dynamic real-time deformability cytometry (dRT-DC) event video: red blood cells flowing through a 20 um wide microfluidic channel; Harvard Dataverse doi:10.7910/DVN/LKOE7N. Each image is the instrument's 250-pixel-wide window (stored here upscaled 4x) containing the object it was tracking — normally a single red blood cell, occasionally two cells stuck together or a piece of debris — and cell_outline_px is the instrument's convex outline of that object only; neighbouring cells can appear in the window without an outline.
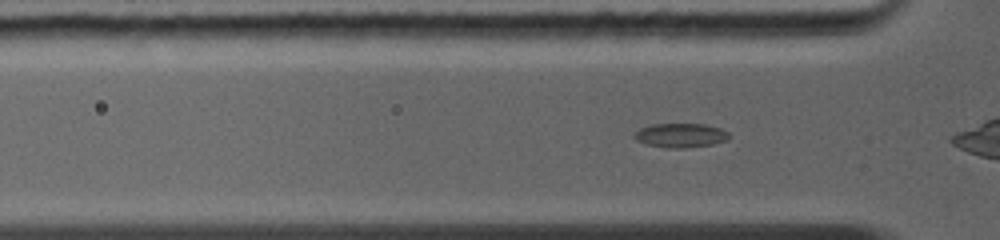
{"species": "common noctule bat (a hibernating species)", "species_latin": "Nyctalus noctula", "temperature_condition": "warm", "stored_images_in_passage": 44, "camera_frame_rate_fps": 5000, "um_per_image_px": 0.085, "animal": {"sex": "female", "body_mass_g": 19.0, "forearm_length_mm": 56.7}, "frame": {"image": 1, "passage_image": 5, "time_ms": 1.0, "image_size_px": [1000, 240], "cell_outline_px": [[728, 136], [724, 140], [712, 144], [684, 148], [668, 148], [648, 144], [636, 140], [632, 136], [640, 128], [652, 124], [704, 124], [720, 128], [728, 132]], "centroid_in_image_um": [57.81, 11.5], "position_along_channel_um": 68.0, "area_um2": 13.12}}
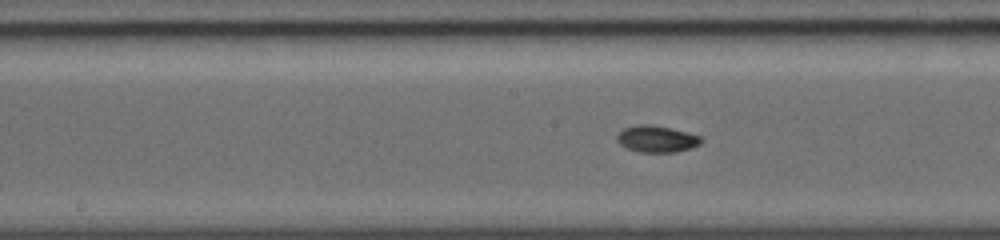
{"frame": {"image": 2, "passage_image": 16, "time_ms": 3.8, "image_size_px": [1000, 240], "cell_outline_px": [[704, 140], [700, 144], [692, 148], [676, 152], [640, 152], [628, 148], [620, 144], [616, 140], [616, 136], [624, 128], [636, 124], [652, 124], [672, 128], [688, 132], [700, 136]], "centroid_in_image_um": [55.84, 11.8], "position_along_channel_um": 192.4, "area_um2": 13.24}}
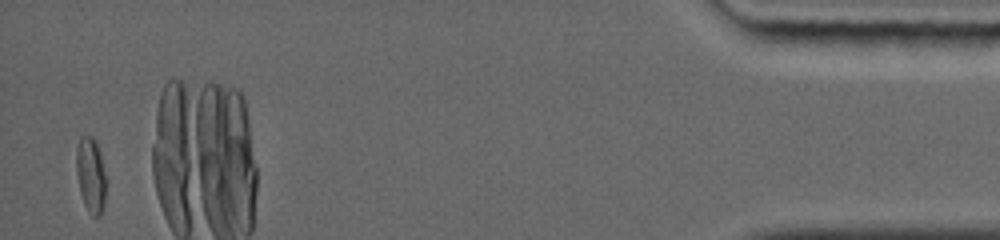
{"frame": {"image": 3, "passage_image": 42, "time_ms": 11.8, "image_size_px": [1000, 240], "cell_outline_px": [[104, 204], [100, 216], [92, 216], [88, 212], [84, 204], [80, 192], [76, 172], [76, 148], [80, 136], [92, 136], [96, 140], [100, 152], [104, 176]], "centroid_in_image_um": [7.68, 14.85], "position_along_channel_um": 427.5, "area_um2": 12.89}, "authors_computed_cell_mechanics": {"area_um2": 12.716, "velocity_mm_per_s": 4.4327, "shape_relaxation_time_tau1_ms": null, "shape_relaxation_time_tau2_ms": 3.1122, "deformation_change_tau1": null, "deformation_change_tau2": 0.0347}}